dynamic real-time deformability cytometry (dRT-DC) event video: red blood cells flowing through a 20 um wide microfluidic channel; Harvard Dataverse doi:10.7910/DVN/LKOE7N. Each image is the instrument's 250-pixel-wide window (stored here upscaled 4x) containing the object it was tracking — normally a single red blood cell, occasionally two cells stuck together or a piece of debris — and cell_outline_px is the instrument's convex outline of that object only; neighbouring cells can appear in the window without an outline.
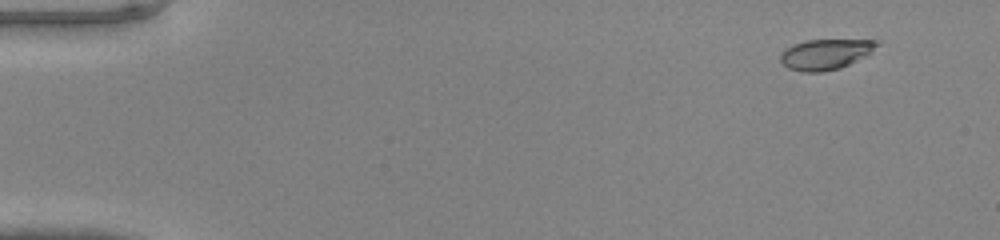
{"species": "common noctule bat (a hibernating species)", "species_latin": "Nyctalus noctula", "temperature_condition": "warm", "stored_images_in_passage": 48, "camera_frame_rate_fps": 3000, "um_per_image_px": 0.085, "animal": {"sex": "male", "body_mass_g": 20.0, "forearm_length_mm": 53.3}, "frame": {"image": 1, "passage_image": 4, "time_ms": 1.0, "image_size_px": [1000, 240], "cell_outline_px": [[880, 44], [872, 52], [840, 68], [820, 72], [800, 72], [788, 68], [780, 60], [780, 52], [792, 44], [804, 40], [880, 40]], "centroid_in_image_um": [70.14, 4.6], "position_along_channel_um": 14.9, "area_um2": 17.17}}
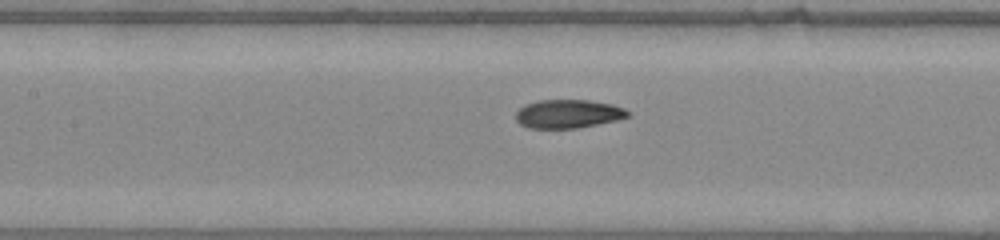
{"frame": {"image": 2, "passage_image": 23, "time_ms": 7.333, "image_size_px": [1000, 240], "cell_outline_px": [[628, 116], [616, 120], [576, 128], [528, 128], [520, 124], [516, 120], [516, 112], [524, 104], [536, 100], [588, 100], [612, 104], [624, 108], [628, 112]], "centroid_in_image_um": [48.24, 9.67], "position_along_channel_um": 159.2, "area_um2": 18.55}}
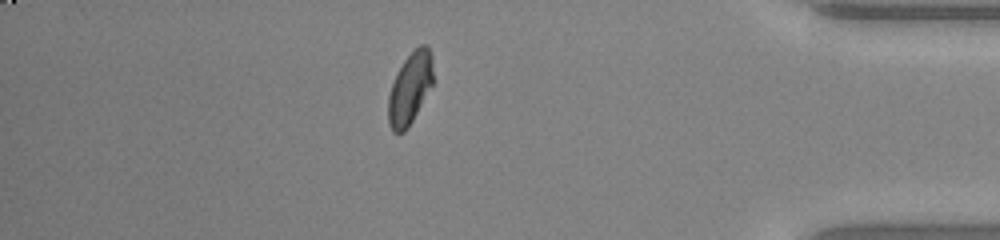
{"frame": {"image": 3, "passage_image": 42, "time_ms": 13.667, "image_size_px": [1000, 240], "cell_outline_px": [[432, 84], [408, 128], [404, 132], [392, 132], [388, 124], [388, 96], [396, 72], [404, 60], [420, 44], [428, 44], [432, 56]], "centroid_in_image_um": [34.83, 7.5], "position_along_channel_um": 400.4, "area_um2": 18.61}}